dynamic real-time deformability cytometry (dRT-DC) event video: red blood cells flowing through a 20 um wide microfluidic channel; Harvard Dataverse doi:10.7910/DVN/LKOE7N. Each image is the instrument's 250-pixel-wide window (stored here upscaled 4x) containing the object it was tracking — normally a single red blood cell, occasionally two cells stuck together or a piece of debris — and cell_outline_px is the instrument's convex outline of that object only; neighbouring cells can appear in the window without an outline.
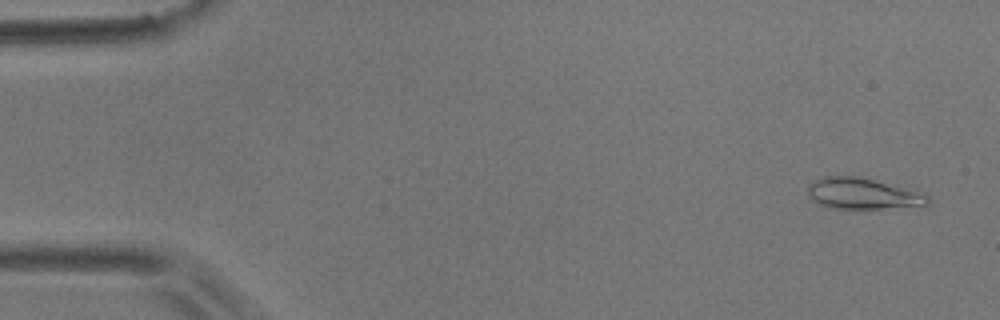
{"species": "common noctule bat (a hibernating species)", "species_latin": "Nyctalus noctula", "temperature_condition": "room temperature", "stored_images_in_passage": 52, "camera_frame_rate_fps": 3000, "um_per_image_px": 0.085, "animal": {"sex": "male", "body_mass_g": 17.9}, "frame": {"image": 1, "passage_image": 3, "time_ms": 0.667, "image_size_px": [1000, 320], "cell_outline_px": [[928, 204], [880, 208], [832, 208], [816, 204], [808, 196], [808, 184], [812, 180], [820, 176], [860, 176], [928, 196]], "centroid_in_image_um": [73.13, 16.44], "position_along_channel_um": 11.9, "area_um2": 21.15}}
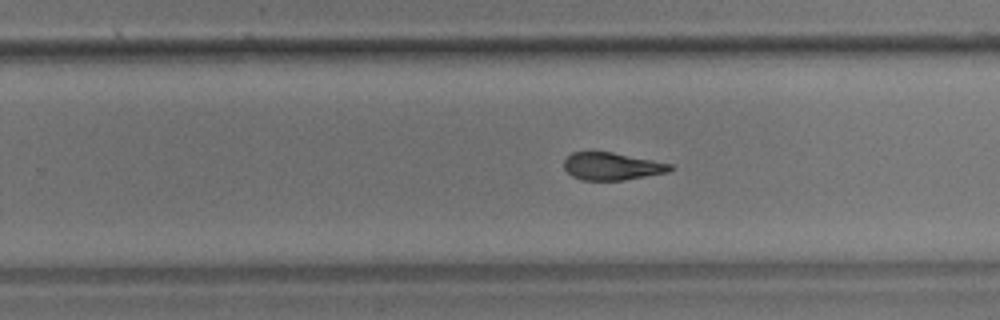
{"frame": {"image": 2, "passage_image": 33, "time_ms": 10.667, "image_size_px": [1000, 320], "cell_outline_px": [[676, 168], [668, 172], [624, 180], [584, 180], [572, 176], [564, 168], [564, 160], [572, 152], [612, 152], [672, 164]], "centroid_in_image_um": [52.03, 14.14], "position_along_channel_um": 277.8, "area_um2": 16.94}}
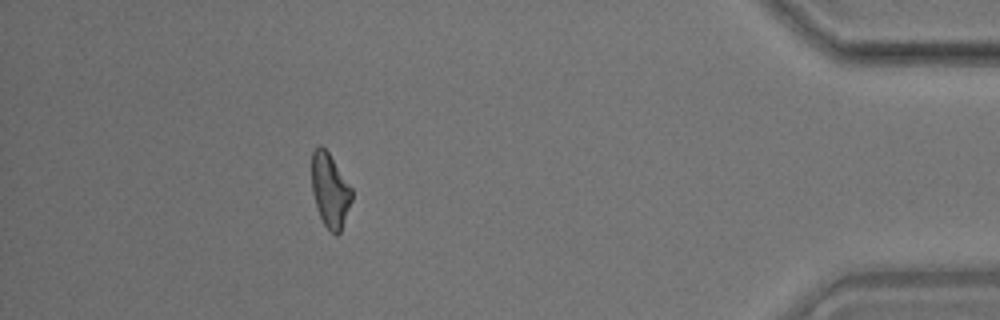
{"frame": {"image": 3, "passage_image": 47, "time_ms": 15.333, "image_size_px": [1000, 320], "cell_outline_px": [[352, 200], [340, 232], [336, 236], [324, 224], [316, 208], [312, 192], [312, 152], [320, 144], [328, 152], [352, 188]], "centroid_in_image_um": [28.05, 16.18], "position_along_channel_um": 407.2, "area_um2": 17.11}, "authors_computed_cell_mechanics": {"area_um2": 18.1781, "velocity_mm_per_s": 3.8458, "shape_relaxation_time_tau1_ms": 6.0603, "shape_relaxation_time_tau2_ms": 4.9473, "deformation_change_tau1": 0.1873, "deformation_change_tau2": 0.1047}}